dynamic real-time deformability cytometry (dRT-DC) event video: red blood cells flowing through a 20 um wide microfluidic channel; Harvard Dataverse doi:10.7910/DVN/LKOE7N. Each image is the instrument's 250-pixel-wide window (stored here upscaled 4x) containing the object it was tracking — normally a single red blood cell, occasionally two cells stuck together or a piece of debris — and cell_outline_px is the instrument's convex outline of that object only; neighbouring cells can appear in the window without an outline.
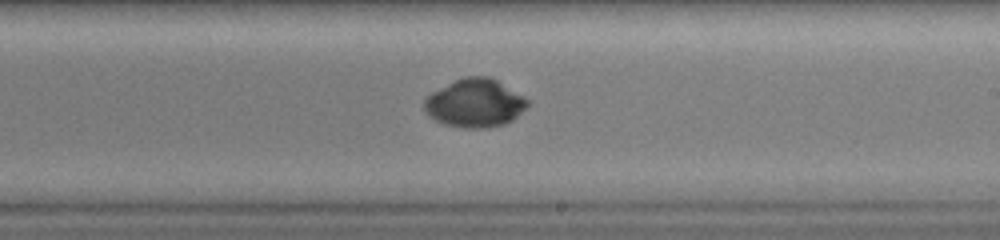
{"species": "common noctule bat (a hibernating species)", "species_latin": "Nyctalus noctula", "temperature_condition": "warm", "stored_images_in_passage": 29, "segment_of_instrument_passage": [2, 2], "camera_frame_rate_fps": 3000, "um_per_image_px": 0.085, "animal": {"sex": "female", "body_mass_g": 19.0, "forearm_length_mm": 51.5}, "frame": {"image": 1, "passage_image": 28, "time_ms": 9.0, "image_size_px": [1000, 240], "cell_outline_px": [[216, 204], [80, 208], [52, 204], [52, 200], [80, 188], [216, 200]], "centroid_in_image_um": [10.37, 16.96], "position_along_channel_um": 278.6, "area_um2": 14.22}}